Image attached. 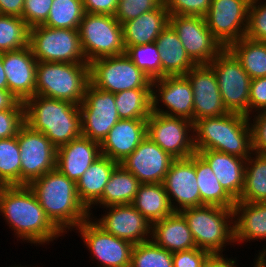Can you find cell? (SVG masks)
I'll return each mask as SVG.
<instances>
[{"instance_id":"obj_40","label":"cell","mask_w":266,"mask_h":267,"mask_svg":"<svg viewBox=\"0 0 266 267\" xmlns=\"http://www.w3.org/2000/svg\"><path fill=\"white\" fill-rule=\"evenodd\" d=\"M172 259V252L149 240L133 246L130 267H173Z\"/></svg>"},{"instance_id":"obj_21","label":"cell","mask_w":266,"mask_h":267,"mask_svg":"<svg viewBox=\"0 0 266 267\" xmlns=\"http://www.w3.org/2000/svg\"><path fill=\"white\" fill-rule=\"evenodd\" d=\"M7 90L21 102L36 95L37 60L30 46L2 53Z\"/></svg>"},{"instance_id":"obj_18","label":"cell","mask_w":266,"mask_h":267,"mask_svg":"<svg viewBox=\"0 0 266 267\" xmlns=\"http://www.w3.org/2000/svg\"><path fill=\"white\" fill-rule=\"evenodd\" d=\"M101 208L106 209L101 218L90 217L104 231L133 245L151 240L152 224L132 204Z\"/></svg>"},{"instance_id":"obj_14","label":"cell","mask_w":266,"mask_h":267,"mask_svg":"<svg viewBox=\"0 0 266 267\" xmlns=\"http://www.w3.org/2000/svg\"><path fill=\"white\" fill-rule=\"evenodd\" d=\"M21 156V185H28L56 168L57 148L42 133L24 124L18 134Z\"/></svg>"},{"instance_id":"obj_53","label":"cell","mask_w":266,"mask_h":267,"mask_svg":"<svg viewBox=\"0 0 266 267\" xmlns=\"http://www.w3.org/2000/svg\"><path fill=\"white\" fill-rule=\"evenodd\" d=\"M17 102L8 90H0V111L12 108Z\"/></svg>"},{"instance_id":"obj_19","label":"cell","mask_w":266,"mask_h":267,"mask_svg":"<svg viewBox=\"0 0 266 267\" xmlns=\"http://www.w3.org/2000/svg\"><path fill=\"white\" fill-rule=\"evenodd\" d=\"M162 184L175 212L201 206L196 180V152L189 158L175 159Z\"/></svg>"},{"instance_id":"obj_24","label":"cell","mask_w":266,"mask_h":267,"mask_svg":"<svg viewBox=\"0 0 266 267\" xmlns=\"http://www.w3.org/2000/svg\"><path fill=\"white\" fill-rule=\"evenodd\" d=\"M100 156V143L79 136L57 148L56 168L63 175L77 182Z\"/></svg>"},{"instance_id":"obj_15","label":"cell","mask_w":266,"mask_h":267,"mask_svg":"<svg viewBox=\"0 0 266 267\" xmlns=\"http://www.w3.org/2000/svg\"><path fill=\"white\" fill-rule=\"evenodd\" d=\"M169 24L196 65H208L224 49L207 27L205 17L169 15Z\"/></svg>"},{"instance_id":"obj_52","label":"cell","mask_w":266,"mask_h":267,"mask_svg":"<svg viewBox=\"0 0 266 267\" xmlns=\"http://www.w3.org/2000/svg\"><path fill=\"white\" fill-rule=\"evenodd\" d=\"M24 0H0V14L22 18Z\"/></svg>"},{"instance_id":"obj_20","label":"cell","mask_w":266,"mask_h":267,"mask_svg":"<svg viewBox=\"0 0 266 267\" xmlns=\"http://www.w3.org/2000/svg\"><path fill=\"white\" fill-rule=\"evenodd\" d=\"M174 160L175 158L146 136L119 164L134 174L141 184L162 183Z\"/></svg>"},{"instance_id":"obj_1","label":"cell","mask_w":266,"mask_h":267,"mask_svg":"<svg viewBox=\"0 0 266 267\" xmlns=\"http://www.w3.org/2000/svg\"><path fill=\"white\" fill-rule=\"evenodd\" d=\"M0 213L17 241L45 246L64 236L28 185L0 186Z\"/></svg>"},{"instance_id":"obj_42","label":"cell","mask_w":266,"mask_h":267,"mask_svg":"<svg viewBox=\"0 0 266 267\" xmlns=\"http://www.w3.org/2000/svg\"><path fill=\"white\" fill-rule=\"evenodd\" d=\"M164 0H119L114 17L122 25L143 13L157 9Z\"/></svg>"},{"instance_id":"obj_35","label":"cell","mask_w":266,"mask_h":267,"mask_svg":"<svg viewBox=\"0 0 266 267\" xmlns=\"http://www.w3.org/2000/svg\"><path fill=\"white\" fill-rule=\"evenodd\" d=\"M228 49L240 61L251 79L266 77V42L243 37Z\"/></svg>"},{"instance_id":"obj_26","label":"cell","mask_w":266,"mask_h":267,"mask_svg":"<svg viewBox=\"0 0 266 267\" xmlns=\"http://www.w3.org/2000/svg\"><path fill=\"white\" fill-rule=\"evenodd\" d=\"M233 210L235 244L266 241V202L236 201Z\"/></svg>"},{"instance_id":"obj_3","label":"cell","mask_w":266,"mask_h":267,"mask_svg":"<svg viewBox=\"0 0 266 267\" xmlns=\"http://www.w3.org/2000/svg\"><path fill=\"white\" fill-rule=\"evenodd\" d=\"M195 150H214L247 159L253 153L252 130L246 115L228 112L194 122Z\"/></svg>"},{"instance_id":"obj_23","label":"cell","mask_w":266,"mask_h":267,"mask_svg":"<svg viewBox=\"0 0 266 267\" xmlns=\"http://www.w3.org/2000/svg\"><path fill=\"white\" fill-rule=\"evenodd\" d=\"M147 136V119H120L100 143L101 155L121 163Z\"/></svg>"},{"instance_id":"obj_5","label":"cell","mask_w":266,"mask_h":267,"mask_svg":"<svg viewBox=\"0 0 266 267\" xmlns=\"http://www.w3.org/2000/svg\"><path fill=\"white\" fill-rule=\"evenodd\" d=\"M180 213L188 223L197 248L214 254L223 253L226 245L235 244L233 208L203 205L185 208Z\"/></svg>"},{"instance_id":"obj_10","label":"cell","mask_w":266,"mask_h":267,"mask_svg":"<svg viewBox=\"0 0 266 267\" xmlns=\"http://www.w3.org/2000/svg\"><path fill=\"white\" fill-rule=\"evenodd\" d=\"M208 65L216 74L222 102L227 111L249 117L251 77L240 61L228 48H224Z\"/></svg>"},{"instance_id":"obj_45","label":"cell","mask_w":266,"mask_h":267,"mask_svg":"<svg viewBox=\"0 0 266 267\" xmlns=\"http://www.w3.org/2000/svg\"><path fill=\"white\" fill-rule=\"evenodd\" d=\"M212 0H164L169 15L205 17Z\"/></svg>"},{"instance_id":"obj_30","label":"cell","mask_w":266,"mask_h":267,"mask_svg":"<svg viewBox=\"0 0 266 267\" xmlns=\"http://www.w3.org/2000/svg\"><path fill=\"white\" fill-rule=\"evenodd\" d=\"M118 164L101 155L76 182L78 197L88 210L102 197L104 187Z\"/></svg>"},{"instance_id":"obj_51","label":"cell","mask_w":266,"mask_h":267,"mask_svg":"<svg viewBox=\"0 0 266 267\" xmlns=\"http://www.w3.org/2000/svg\"><path fill=\"white\" fill-rule=\"evenodd\" d=\"M237 260L228 258L223 253L210 254L206 259L203 267H239Z\"/></svg>"},{"instance_id":"obj_36","label":"cell","mask_w":266,"mask_h":267,"mask_svg":"<svg viewBox=\"0 0 266 267\" xmlns=\"http://www.w3.org/2000/svg\"><path fill=\"white\" fill-rule=\"evenodd\" d=\"M114 95L120 119H148L152 113V89H130Z\"/></svg>"},{"instance_id":"obj_25","label":"cell","mask_w":266,"mask_h":267,"mask_svg":"<svg viewBox=\"0 0 266 267\" xmlns=\"http://www.w3.org/2000/svg\"><path fill=\"white\" fill-rule=\"evenodd\" d=\"M197 153L208 163L225 191L238 201L244 186L246 159L214 150Z\"/></svg>"},{"instance_id":"obj_16","label":"cell","mask_w":266,"mask_h":267,"mask_svg":"<svg viewBox=\"0 0 266 267\" xmlns=\"http://www.w3.org/2000/svg\"><path fill=\"white\" fill-rule=\"evenodd\" d=\"M251 0H212L205 16L213 37L228 48L246 36Z\"/></svg>"},{"instance_id":"obj_39","label":"cell","mask_w":266,"mask_h":267,"mask_svg":"<svg viewBox=\"0 0 266 267\" xmlns=\"http://www.w3.org/2000/svg\"><path fill=\"white\" fill-rule=\"evenodd\" d=\"M29 29L21 17L0 14V53L28 46Z\"/></svg>"},{"instance_id":"obj_37","label":"cell","mask_w":266,"mask_h":267,"mask_svg":"<svg viewBox=\"0 0 266 267\" xmlns=\"http://www.w3.org/2000/svg\"><path fill=\"white\" fill-rule=\"evenodd\" d=\"M21 185V156L17 136L0 139V186Z\"/></svg>"},{"instance_id":"obj_38","label":"cell","mask_w":266,"mask_h":267,"mask_svg":"<svg viewBox=\"0 0 266 267\" xmlns=\"http://www.w3.org/2000/svg\"><path fill=\"white\" fill-rule=\"evenodd\" d=\"M85 14L83 0H53L43 24L52 28L78 29Z\"/></svg>"},{"instance_id":"obj_13","label":"cell","mask_w":266,"mask_h":267,"mask_svg":"<svg viewBox=\"0 0 266 267\" xmlns=\"http://www.w3.org/2000/svg\"><path fill=\"white\" fill-rule=\"evenodd\" d=\"M82 136L101 143L111 128L120 120L115 95L88 84L79 105Z\"/></svg>"},{"instance_id":"obj_44","label":"cell","mask_w":266,"mask_h":267,"mask_svg":"<svg viewBox=\"0 0 266 267\" xmlns=\"http://www.w3.org/2000/svg\"><path fill=\"white\" fill-rule=\"evenodd\" d=\"M24 124V102L18 101L12 108L0 111V139L17 136Z\"/></svg>"},{"instance_id":"obj_29","label":"cell","mask_w":266,"mask_h":267,"mask_svg":"<svg viewBox=\"0 0 266 267\" xmlns=\"http://www.w3.org/2000/svg\"><path fill=\"white\" fill-rule=\"evenodd\" d=\"M155 44L160 53L162 77L185 75L196 66L170 24L163 29Z\"/></svg>"},{"instance_id":"obj_22","label":"cell","mask_w":266,"mask_h":267,"mask_svg":"<svg viewBox=\"0 0 266 267\" xmlns=\"http://www.w3.org/2000/svg\"><path fill=\"white\" fill-rule=\"evenodd\" d=\"M185 76L193 91L194 122L228 113L222 102L216 74L209 65H196Z\"/></svg>"},{"instance_id":"obj_32","label":"cell","mask_w":266,"mask_h":267,"mask_svg":"<svg viewBox=\"0 0 266 267\" xmlns=\"http://www.w3.org/2000/svg\"><path fill=\"white\" fill-rule=\"evenodd\" d=\"M131 204L151 224L175 212L162 183L141 184Z\"/></svg>"},{"instance_id":"obj_41","label":"cell","mask_w":266,"mask_h":267,"mask_svg":"<svg viewBox=\"0 0 266 267\" xmlns=\"http://www.w3.org/2000/svg\"><path fill=\"white\" fill-rule=\"evenodd\" d=\"M125 53L151 80L162 78L160 53L155 43L128 46Z\"/></svg>"},{"instance_id":"obj_9","label":"cell","mask_w":266,"mask_h":267,"mask_svg":"<svg viewBox=\"0 0 266 267\" xmlns=\"http://www.w3.org/2000/svg\"><path fill=\"white\" fill-rule=\"evenodd\" d=\"M29 46L40 62L87 63L78 29L34 26L29 29Z\"/></svg>"},{"instance_id":"obj_54","label":"cell","mask_w":266,"mask_h":267,"mask_svg":"<svg viewBox=\"0 0 266 267\" xmlns=\"http://www.w3.org/2000/svg\"><path fill=\"white\" fill-rule=\"evenodd\" d=\"M266 245L263 246L261 251H259L257 256L253 259L254 266L253 267H266Z\"/></svg>"},{"instance_id":"obj_49","label":"cell","mask_w":266,"mask_h":267,"mask_svg":"<svg viewBox=\"0 0 266 267\" xmlns=\"http://www.w3.org/2000/svg\"><path fill=\"white\" fill-rule=\"evenodd\" d=\"M266 110V77L251 79L249 116Z\"/></svg>"},{"instance_id":"obj_43","label":"cell","mask_w":266,"mask_h":267,"mask_svg":"<svg viewBox=\"0 0 266 267\" xmlns=\"http://www.w3.org/2000/svg\"><path fill=\"white\" fill-rule=\"evenodd\" d=\"M247 38L266 42V2L251 0L249 6Z\"/></svg>"},{"instance_id":"obj_11","label":"cell","mask_w":266,"mask_h":267,"mask_svg":"<svg viewBox=\"0 0 266 267\" xmlns=\"http://www.w3.org/2000/svg\"><path fill=\"white\" fill-rule=\"evenodd\" d=\"M147 137L175 159L189 158L196 152L194 123L186 118L152 112L147 119Z\"/></svg>"},{"instance_id":"obj_55","label":"cell","mask_w":266,"mask_h":267,"mask_svg":"<svg viewBox=\"0 0 266 267\" xmlns=\"http://www.w3.org/2000/svg\"><path fill=\"white\" fill-rule=\"evenodd\" d=\"M0 90H7V79L3 68L2 53H0Z\"/></svg>"},{"instance_id":"obj_33","label":"cell","mask_w":266,"mask_h":267,"mask_svg":"<svg viewBox=\"0 0 266 267\" xmlns=\"http://www.w3.org/2000/svg\"><path fill=\"white\" fill-rule=\"evenodd\" d=\"M196 180L201 206L215 205L234 208L236 201L221 186L208 163L196 152Z\"/></svg>"},{"instance_id":"obj_48","label":"cell","mask_w":266,"mask_h":267,"mask_svg":"<svg viewBox=\"0 0 266 267\" xmlns=\"http://www.w3.org/2000/svg\"><path fill=\"white\" fill-rule=\"evenodd\" d=\"M211 253L209 251L193 248L173 253V267H203L206 259Z\"/></svg>"},{"instance_id":"obj_50","label":"cell","mask_w":266,"mask_h":267,"mask_svg":"<svg viewBox=\"0 0 266 267\" xmlns=\"http://www.w3.org/2000/svg\"><path fill=\"white\" fill-rule=\"evenodd\" d=\"M119 0H83L85 13L114 15Z\"/></svg>"},{"instance_id":"obj_4","label":"cell","mask_w":266,"mask_h":267,"mask_svg":"<svg viewBox=\"0 0 266 267\" xmlns=\"http://www.w3.org/2000/svg\"><path fill=\"white\" fill-rule=\"evenodd\" d=\"M24 106L25 124L42 132L56 148L82 136L79 105L34 95Z\"/></svg>"},{"instance_id":"obj_46","label":"cell","mask_w":266,"mask_h":267,"mask_svg":"<svg viewBox=\"0 0 266 267\" xmlns=\"http://www.w3.org/2000/svg\"><path fill=\"white\" fill-rule=\"evenodd\" d=\"M53 0H24L22 19L29 28L43 25L50 13Z\"/></svg>"},{"instance_id":"obj_47","label":"cell","mask_w":266,"mask_h":267,"mask_svg":"<svg viewBox=\"0 0 266 267\" xmlns=\"http://www.w3.org/2000/svg\"><path fill=\"white\" fill-rule=\"evenodd\" d=\"M248 118L252 130L253 152L266 155V110L254 113Z\"/></svg>"},{"instance_id":"obj_31","label":"cell","mask_w":266,"mask_h":267,"mask_svg":"<svg viewBox=\"0 0 266 267\" xmlns=\"http://www.w3.org/2000/svg\"><path fill=\"white\" fill-rule=\"evenodd\" d=\"M141 183L134 174L118 164L113 170L109 181L104 187L102 197L90 208L94 209L113 205L131 204Z\"/></svg>"},{"instance_id":"obj_6","label":"cell","mask_w":266,"mask_h":267,"mask_svg":"<svg viewBox=\"0 0 266 267\" xmlns=\"http://www.w3.org/2000/svg\"><path fill=\"white\" fill-rule=\"evenodd\" d=\"M89 83V63L37 62L36 95L80 105Z\"/></svg>"},{"instance_id":"obj_7","label":"cell","mask_w":266,"mask_h":267,"mask_svg":"<svg viewBox=\"0 0 266 267\" xmlns=\"http://www.w3.org/2000/svg\"><path fill=\"white\" fill-rule=\"evenodd\" d=\"M78 34L87 63L126 51L122 25L114 15L85 13Z\"/></svg>"},{"instance_id":"obj_17","label":"cell","mask_w":266,"mask_h":267,"mask_svg":"<svg viewBox=\"0 0 266 267\" xmlns=\"http://www.w3.org/2000/svg\"><path fill=\"white\" fill-rule=\"evenodd\" d=\"M152 112L186 118L194 123L193 91L185 75L165 76L152 80Z\"/></svg>"},{"instance_id":"obj_56","label":"cell","mask_w":266,"mask_h":267,"mask_svg":"<svg viewBox=\"0 0 266 267\" xmlns=\"http://www.w3.org/2000/svg\"><path fill=\"white\" fill-rule=\"evenodd\" d=\"M20 265V266H19ZM18 266H9V267H27L26 265L25 266H21V264H19ZM34 267V266H33ZM36 267V266H35Z\"/></svg>"},{"instance_id":"obj_27","label":"cell","mask_w":266,"mask_h":267,"mask_svg":"<svg viewBox=\"0 0 266 267\" xmlns=\"http://www.w3.org/2000/svg\"><path fill=\"white\" fill-rule=\"evenodd\" d=\"M169 24V13L164 2L153 11L143 13L122 24L124 46L155 43L157 37Z\"/></svg>"},{"instance_id":"obj_28","label":"cell","mask_w":266,"mask_h":267,"mask_svg":"<svg viewBox=\"0 0 266 267\" xmlns=\"http://www.w3.org/2000/svg\"><path fill=\"white\" fill-rule=\"evenodd\" d=\"M151 240L172 253L196 248L188 223L180 212L153 223Z\"/></svg>"},{"instance_id":"obj_8","label":"cell","mask_w":266,"mask_h":267,"mask_svg":"<svg viewBox=\"0 0 266 267\" xmlns=\"http://www.w3.org/2000/svg\"><path fill=\"white\" fill-rule=\"evenodd\" d=\"M90 84L116 94L130 89H152V80L126 53L95 59L89 63Z\"/></svg>"},{"instance_id":"obj_34","label":"cell","mask_w":266,"mask_h":267,"mask_svg":"<svg viewBox=\"0 0 266 267\" xmlns=\"http://www.w3.org/2000/svg\"><path fill=\"white\" fill-rule=\"evenodd\" d=\"M238 201L266 202V155L253 152L246 159L244 186Z\"/></svg>"},{"instance_id":"obj_12","label":"cell","mask_w":266,"mask_h":267,"mask_svg":"<svg viewBox=\"0 0 266 267\" xmlns=\"http://www.w3.org/2000/svg\"><path fill=\"white\" fill-rule=\"evenodd\" d=\"M98 267H130L133 244L100 228L91 217L76 229Z\"/></svg>"},{"instance_id":"obj_2","label":"cell","mask_w":266,"mask_h":267,"mask_svg":"<svg viewBox=\"0 0 266 267\" xmlns=\"http://www.w3.org/2000/svg\"><path fill=\"white\" fill-rule=\"evenodd\" d=\"M50 221L65 235L90 217L77 194L76 182L57 168L28 184Z\"/></svg>"}]
</instances>
